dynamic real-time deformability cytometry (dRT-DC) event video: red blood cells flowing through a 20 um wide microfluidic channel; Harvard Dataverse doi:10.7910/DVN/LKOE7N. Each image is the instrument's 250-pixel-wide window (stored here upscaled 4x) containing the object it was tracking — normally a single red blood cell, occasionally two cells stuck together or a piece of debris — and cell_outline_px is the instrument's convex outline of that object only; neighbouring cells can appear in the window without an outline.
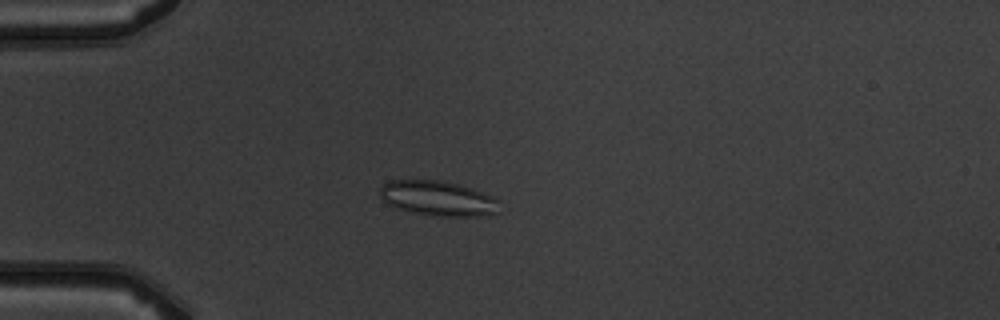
{"species": "common noctule bat (a hibernating species)", "species_latin": "Nyctalus noctula", "temperature_condition": "warm", "stored_images_in_passage": 1, "camera_frame_rate_fps": 3000, "um_per_image_px": 0.085, "animal": {"sex": "male", "body_mass_g": 19.5, "forearm_length_mm": 54.6}, "frame": {"image": 1, "passage_image": 1, "time_ms": 0.0, "image_size_px": [1000, 320], "cell_outline_px": [[500, 212], [480, 216], [432, 216], [412, 212], [388, 204], [380, 196], [380, 188], [388, 180], [436, 180], [460, 184], [492, 196], [500, 200]], "centroid_in_image_um": [37.26, 16.86], "position_along_channel_um": 47.7, "area_um2": 24.39}}